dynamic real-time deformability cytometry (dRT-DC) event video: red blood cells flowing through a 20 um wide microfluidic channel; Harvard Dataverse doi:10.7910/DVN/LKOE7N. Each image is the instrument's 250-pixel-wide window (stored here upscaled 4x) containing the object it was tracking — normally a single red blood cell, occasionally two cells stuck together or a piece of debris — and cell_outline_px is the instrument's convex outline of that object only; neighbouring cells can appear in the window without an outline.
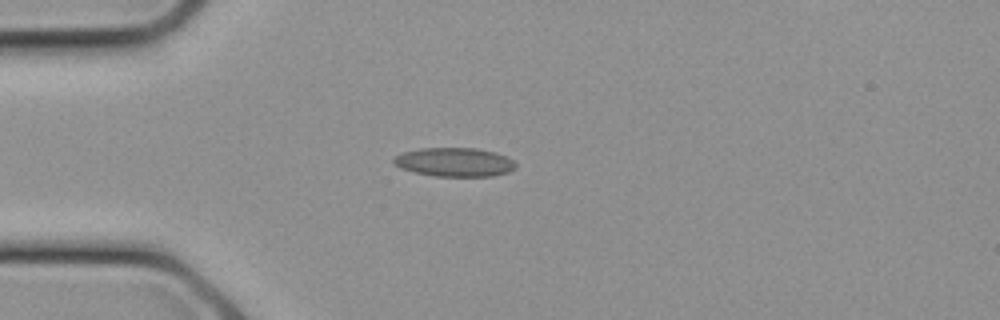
{"species": "common noctule bat (a hibernating species)", "species_latin": "Nyctalus noctula", "temperature_condition": "cold", "stored_images_in_passage": 10, "camera_frame_rate_fps": 3000, "um_per_image_px": 0.085, "animal": {"sex": "female", "body_mass_g": 21.9}, "frame": {"image": 1, "passage_image": 6, "time_ms": 1.667, "image_size_px": [1000, 320], "cell_outline_px": [[516, 168], [508, 172], [492, 176], [436, 176], [416, 172], [400, 168], [392, 164], [392, 156], [404, 152], [420, 148], [476, 148], [496, 152], [512, 160], [516, 164]], "centroid_in_image_um": [38.6, 13.77], "position_along_channel_um": 46.4, "area_um2": 20.58}}
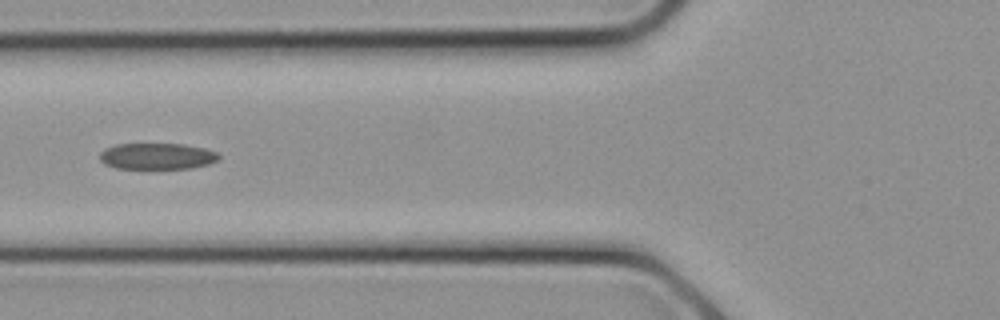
{"frame": {"image": 2, "passage_image": 9, "time_ms": 2.667, "image_size_px": [1000, 320], "cell_outline_px": [[220, 156], [216, 160], [208, 164], [192, 168], [116, 168], [104, 164], [100, 160], [100, 152], [104, 148], [116, 144], [184, 144], [204, 148], [216, 152]], "centroid_in_image_um": [13.32, 13.27], "position_along_channel_um": 112.5, "area_um2": 18.15}}